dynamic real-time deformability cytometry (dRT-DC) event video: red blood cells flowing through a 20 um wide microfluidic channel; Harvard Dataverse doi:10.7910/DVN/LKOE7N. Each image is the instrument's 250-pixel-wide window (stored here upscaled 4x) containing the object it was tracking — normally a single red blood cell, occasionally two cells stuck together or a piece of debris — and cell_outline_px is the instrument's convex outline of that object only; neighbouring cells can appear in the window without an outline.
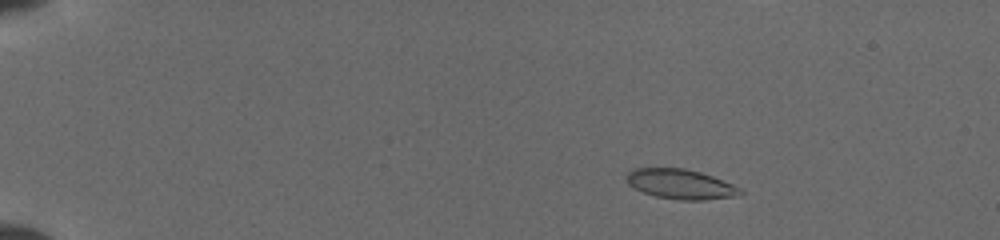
{"species": "common noctule bat (a hibernating species)", "species_latin": "Nyctalus noctula", "temperature_condition": "cold", "stored_images_in_passage": 14, "camera_frame_rate_fps": 3000, "um_per_image_px": 0.085, "animal": {"sex": "female", "body_mass_g": 19.5, "forearm_length_mm": 54.1}, "frame": {"image": 1, "passage_image": 3, "time_ms": 0.667, "image_size_px": [1000, 240], "cell_outline_px": [[744, 192], [732, 196], [704, 200], [680, 200], [656, 196], [644, 192], [628, 184], [628, 172], [636, 168], [684, 168], [700, 172], [712, 176], [732, 184], [740, 188]], "centroid_in_image_um": [57.86, 15.65], "position_along_channel_um": 27.1, "area_um2": 19.36}}
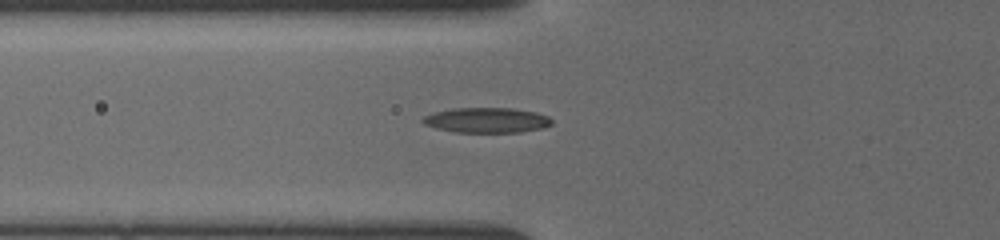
{"frame": {"image": 2, "passage_image": 14, "time_ms": 5.0, "image_size_px": [1000, 240], "cell_outline_px": [[552, 124], [540, 128], [520, 132], [456, 132], [436, 128], [424, 124], [420, 120], [424, 116], [436, 112], [452, 108], [512, 108], [536, 112], [548, 116], [552, 120]], "centroid_in_image_um": [41.36, 10.21], "position_along_channel_um": 84.4, "area_um2": 18.79}}